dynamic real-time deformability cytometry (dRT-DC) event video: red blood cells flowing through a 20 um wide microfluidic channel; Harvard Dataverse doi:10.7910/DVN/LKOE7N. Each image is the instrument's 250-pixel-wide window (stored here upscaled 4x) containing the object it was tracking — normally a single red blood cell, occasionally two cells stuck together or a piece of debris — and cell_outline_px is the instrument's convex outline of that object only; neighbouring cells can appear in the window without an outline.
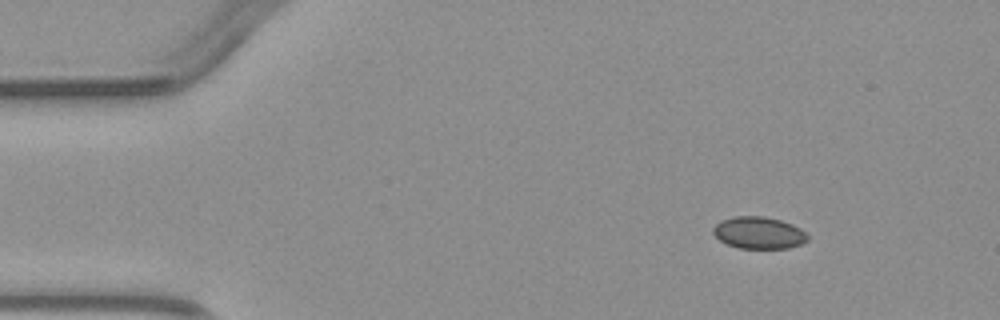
{"species": "common noctule bat (a hibernating species)", "species_latin": "Nyctalus noctula", "temperature_condition": "warm", "stored_images_in_passage": 4, "camera_frame_rate_fps": 3000, "um_per_image_px": 0.085, "animal": {"sex": "male", "body_mass_g": 23.1, "forearm_length_mm": 52.7}, "frame": {"image": 1, "passage_image": 1, "time_ms": 0.0, "image_size_px": [1000, 320], "cell_outline_px": [[808, 240], [800, 244], [788, 248], [740, 248], [728, 244], [720, 240], [712, 232], [712, 228], [720, 220], [732, 216], [764, 216], [780, 220], [792, 224], [800, 228], [808, 236]], "centroid_in_image_um": [64.48, 19.77], "position_along_channel_um": 20.5, "area_um2": 17.57}}